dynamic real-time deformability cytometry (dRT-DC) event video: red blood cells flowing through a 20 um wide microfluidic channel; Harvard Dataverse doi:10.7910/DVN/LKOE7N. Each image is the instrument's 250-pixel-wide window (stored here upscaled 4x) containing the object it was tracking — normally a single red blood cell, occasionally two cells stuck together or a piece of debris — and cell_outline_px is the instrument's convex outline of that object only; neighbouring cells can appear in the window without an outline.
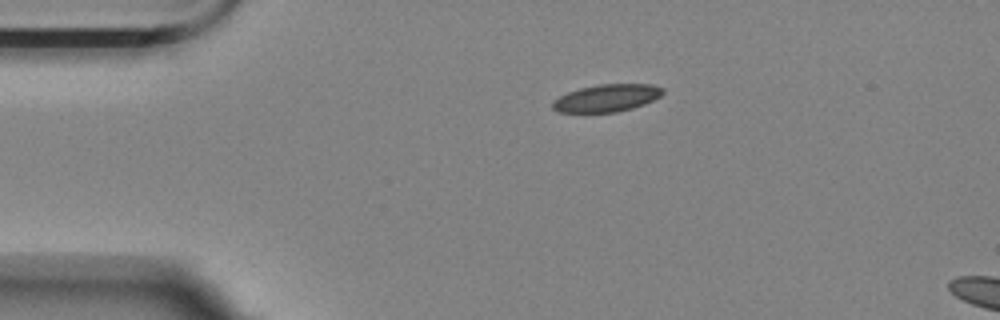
{"species": "Egyptian fruit bat (a non-hibernating species)", "species_latin": "Rousettus aegyptiacus", "temperature_condition": "room temperature", "stored_images_in_passage": 6, "camera_frame_rate_fps": 3000, "um_per_image_px": 0.085, "animal": {"sex": "female"}, "frame": {"image": 1, "passage_image": 1, "time_ms": 0.0, "image_size_px": [1000, 320], "cell_outline_px": [[664, 92], [660, 96], [644, 104], [632, 108], [616, 112], [560, 112], [552, 108], [552, 100], [568, 92], [580, 88], [600, 84], [652, 84], [664, 88]], "centroid_in_image_um": [51.58, 8.32], "position_along_channel_um": 33.4, "area_um2": 17.51}}